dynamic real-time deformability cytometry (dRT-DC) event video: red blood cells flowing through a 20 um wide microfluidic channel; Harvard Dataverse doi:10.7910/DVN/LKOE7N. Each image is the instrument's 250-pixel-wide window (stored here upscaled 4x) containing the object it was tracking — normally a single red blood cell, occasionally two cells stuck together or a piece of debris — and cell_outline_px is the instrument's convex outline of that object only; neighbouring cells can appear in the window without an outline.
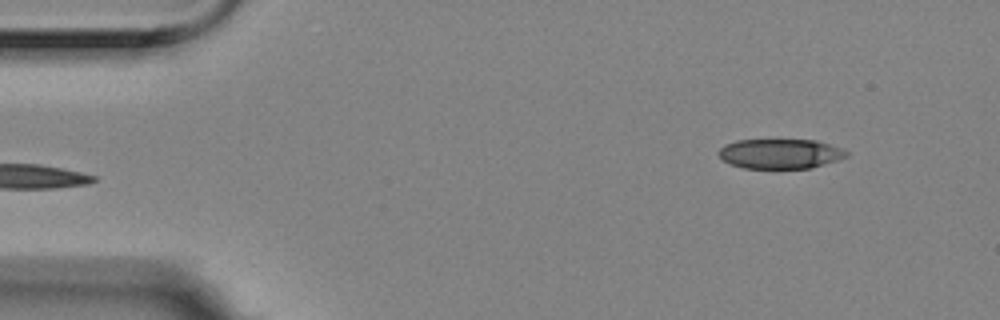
{"species": "Egyptian fruit bat (a non-hibernating species)", "species_latin": "Rousettus aegyptiacus", "temperature_condition": "room temperature", "stored_images_in_passage": 5, "camera_frame_rate_fps": 3000, "um_per_image_px": 0.085, "animal": {"sex": "female"}, "frame": {"image": 1, "passage_image": 5, "time_ms": 1.333, "image_size_px": [1000, 320], "cell_outline_px": [[848, 156], [812, 168], [744, 168], [732, 164], [724, 160], [716, 152], [724, 144], [736, 140], [816, 140], [840, 148], [848, 152]], "centroid_in_image_um": [66.29, 13.06], "position_along_channel_um": 18.7, "area_um2": 22.02}}